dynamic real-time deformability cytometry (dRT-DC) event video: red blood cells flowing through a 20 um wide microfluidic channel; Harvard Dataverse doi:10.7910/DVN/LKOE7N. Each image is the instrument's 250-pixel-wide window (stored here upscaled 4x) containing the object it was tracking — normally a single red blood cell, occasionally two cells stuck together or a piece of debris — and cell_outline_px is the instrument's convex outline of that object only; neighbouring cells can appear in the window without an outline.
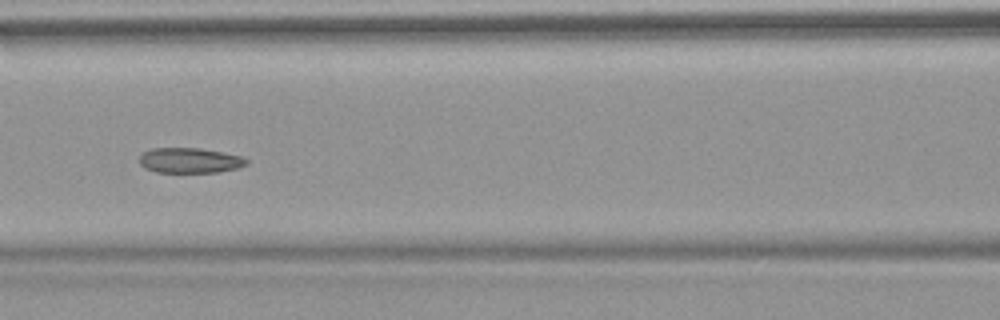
{"species": "common noctule bat (a hibernating species)", "species_latin": "Nyctalus noctula", "temperature_condition": "warm", "stored_images_in_passage": 6, "camera_frame_rate_fps": 3000, "um_per_image_px": 0.085, "animal": {"sex": "female", "body_mass_g": 18.4}, "frame": {"image": 1, "passage_image": 4, "time_ms": 3.667, "image_size_px": [1000, 320], "cell_outline_px": [[248, 164], [240, 168], [216, 172], [156, 172], [144, 168], [140, 164], [140, 156], [144, 152], [152, 148], [200, 148], [244, 156], [248, 160]], "centroid_in_image_um": [16.17, 13.63], "position_along_channel_um": 150.4, "area_um2": 15.84}}
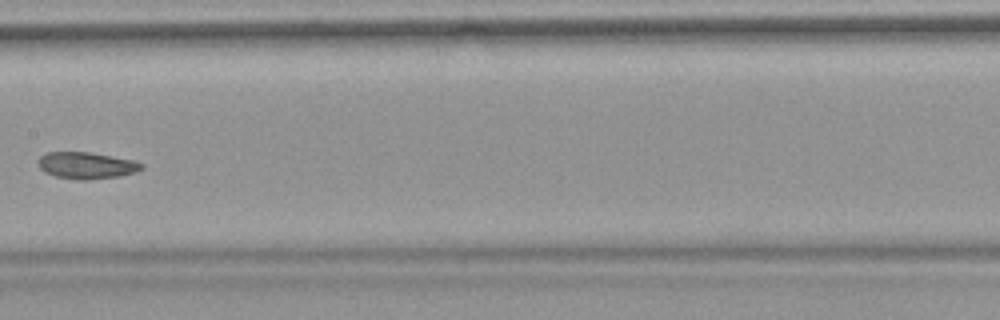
{"frame": {"image": 2, "passage_image": 5, "time_ms": 5.0, "image_size_px": [1000, 320], "cell_outline_px": [[144, 168], [136, 172], [116, 176], [88, 180], [80, 180], [56, 176], [44, 172], [40, 168], [36, 160], [40, 156], [48, 152], [92, 152], [132, 160], [144, 164]], "centroid_in_image_um": [7.33, 14.05], "position_along_channel_um": 200.1, "area_um2": 16.07}}